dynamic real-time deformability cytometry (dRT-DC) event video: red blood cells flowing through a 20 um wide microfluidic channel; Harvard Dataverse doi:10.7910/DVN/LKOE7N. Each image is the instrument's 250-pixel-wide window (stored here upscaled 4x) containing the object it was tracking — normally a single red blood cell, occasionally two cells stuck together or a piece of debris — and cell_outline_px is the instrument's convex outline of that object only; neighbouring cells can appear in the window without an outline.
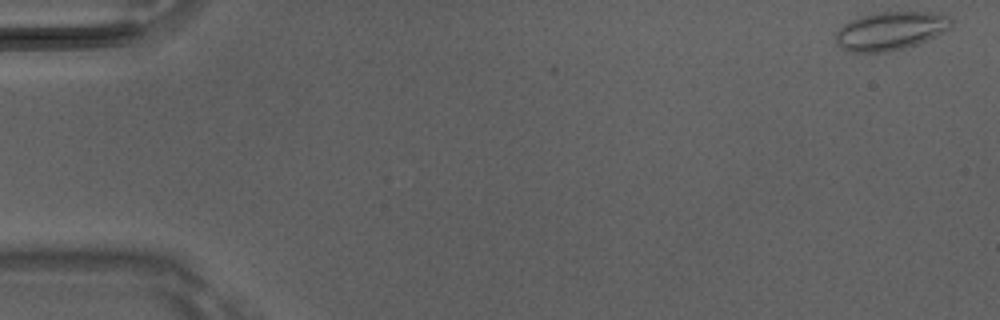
{"species": "Egyptian fruit bat (a non-hibernating species)", "species_latin": "Rousettus aegyptiacus", "temperature_condition": "room temperature", "stored_images_in_passage": 3, "camera_frame_rate_fps": 3000, "um_per_image_px": 0.085, "animal": {"sex": "male"}, "frame": {"image": 1, "passage_image": 1, "time_ms": 0.0, "image_size_px": [1000, 320], "cell_outline_px": [[956, 20], [952, 28], [936, 36], [916, 44], [888, 52], [852, 52], [840, 48], [836, 40], [836, 32], [844, 24], [860, 16], [872, 12], [932, 12], [948, 16]], "centroid_in_image_um": [75.73, 2.61], "position_along_channel_um": 9.3, "area_um2": 26.01}}